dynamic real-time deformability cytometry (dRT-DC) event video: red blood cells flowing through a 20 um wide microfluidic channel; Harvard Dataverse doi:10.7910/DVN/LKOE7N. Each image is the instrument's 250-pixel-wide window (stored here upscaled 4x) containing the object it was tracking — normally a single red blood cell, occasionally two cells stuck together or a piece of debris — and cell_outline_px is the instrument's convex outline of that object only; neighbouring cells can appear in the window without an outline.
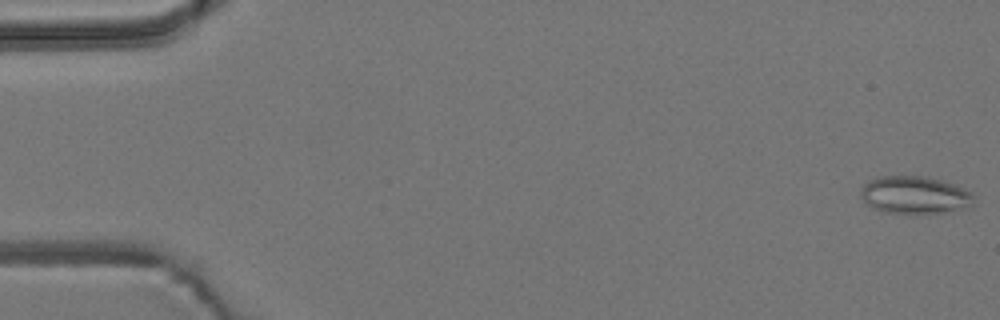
{"species": "common noctule bat (a hibernating species)", "species_latin": "Nyctalus noctula", "temperature_condition": "room temperature", "stored_images_in_passage": 6, "camera_frame_rate_fps": 3000, "um_per_image_px": 0.085, "animal": {"sex": "male", "body_mass_g": 19.2, "forearm_length_mm": 51.8}, "frame": {"image": 1, "passage_image": 1, "time_ms": 0.0, "image_size_px": [1000, 320], "cell_outline_px": [[972, 204], [940, 212], [908, 216], [884, 212], [872, 208], [860, 196], [860, 188], [868, 180], [880, 176], [924, 176], [940, 180], [952, 184], [972, 192]], "centroid_in_image_um": [77.64, 16.59], "position_along_channel_um": 7.4, "area_um2": 24.85}}